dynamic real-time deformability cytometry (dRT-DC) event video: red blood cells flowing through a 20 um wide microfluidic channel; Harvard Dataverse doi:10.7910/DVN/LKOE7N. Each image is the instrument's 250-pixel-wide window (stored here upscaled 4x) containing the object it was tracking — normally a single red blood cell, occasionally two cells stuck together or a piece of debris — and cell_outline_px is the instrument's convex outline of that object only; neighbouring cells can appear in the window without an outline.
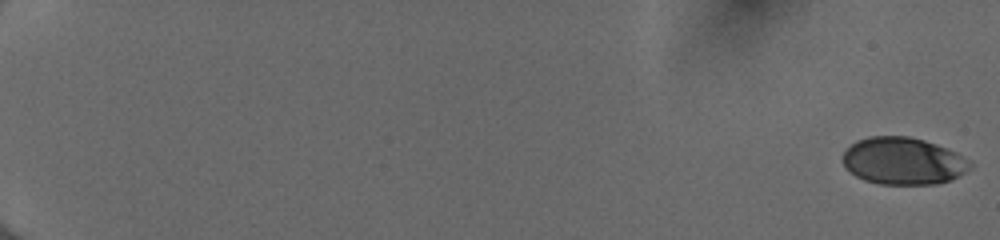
{"species": "human", "species_latin": "Homo sapiens", "temperature_condition": "cold", "stored_images_in_passage": 54, "camera_frame_rate_fps": 3000, "um_per_image_px": 0.085, "donor": {"sex": "female"}, "frame": {"image": 1, "passage_image": 1, "time_ms": 0.0, "image_size_px": [1000, 240], "cell_outline_px": [[972, 164], [964, 172], [952, 180], [936, 184], [880, 184], [864, 180], [856, 176], [844, 164], [844, 152], [856, 140], [868, 136], [908, 136], [924, 140], [936, 144], [956, 152]], "centroid_in_image_um": [76.76, 13.68], "position_along_channel_um": 8.2, "area_um2": 34.68}}
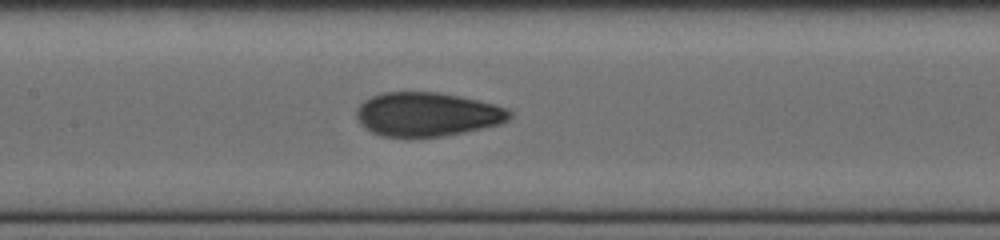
{"frame": {"image": 2, "passage_image": 30, "time_ms": 9.667, "image_size_px": [1000, 240], "cell_outline_px": [[512, 116], [508, 120], [500, 124], [440, 136], [384, 136], [372, 132], [364, 128], [360, 124], [356, 116], [356, 112], [360, 104], [364, 100], [372, 96], [384, 92], [440, 92], [460, 96], [492, 104], [504, 108], [512, 112]], "centroid_in_image_um": [36.27, 9.7], "position_along_channel_um": 171.1, "area_um2": 38.73}}
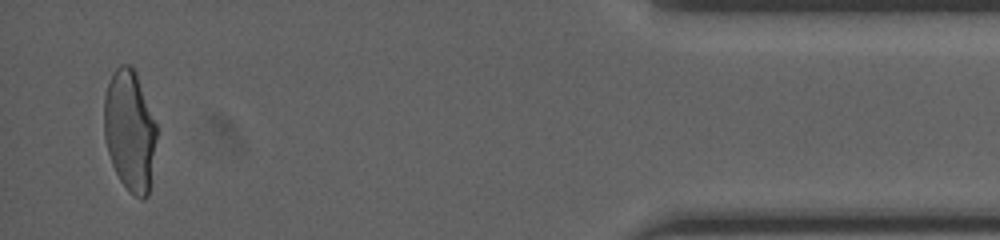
{"frame": {"image": 3, "passage_image": 53, "time_ms": 17.333, "image_size_px": [1000, 240], "cell_outline_px": [[156, 136], [148, 196], [144, 200], [140, 200], [120, 180], [112, 164], [108, 152], [104, 136], [104, 96], [112, 72], [120, 64], [128, 64], [136, 72], [156, 124]], "centroid_in_image_um": [11.01, 11.08], "position_along_channel_um": 424.2, "area_um2": 36.65}, "authors_computed_cell_mechanics": {"area_um2": 37.2232, "velocity_mm_per_s": 4.0368, "shape_relaxation_time_tau1_ms": 5.2717, "shape_relaxation_time_tau2_ms": 0.9345, "deformation_change_tau1": 0.1713, "deformation_change_tau2": 0.064}}